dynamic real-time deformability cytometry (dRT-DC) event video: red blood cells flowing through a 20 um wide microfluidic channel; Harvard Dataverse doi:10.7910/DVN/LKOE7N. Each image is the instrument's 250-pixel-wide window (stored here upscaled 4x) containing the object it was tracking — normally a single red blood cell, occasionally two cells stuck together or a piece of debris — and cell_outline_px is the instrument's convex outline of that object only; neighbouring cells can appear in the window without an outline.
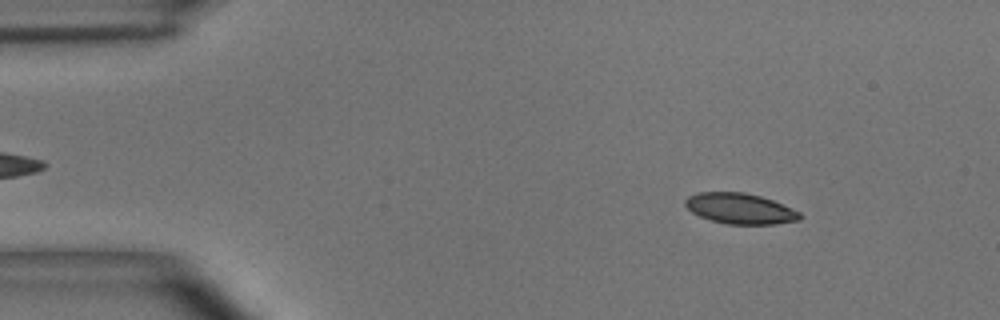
{"species": "common noctule bat (a hibernating species)", "species_latin": "Nyctalus noctula", "temperature_condition": "room temperature", "stored_images_in_passage": 55, "camera_frame_rate_fps": 3000, "um_per_image_px": 0.085, "animal": {"sex": "male", "body_mass_g": 15.6}, "frame": {"image": 1, "passage_image": 7, "time_ms": 2.0, "image_size_px": [1000, 320], "cell_outline_px": [[800, 220], [776, 224], [728, 224], [712, 220], [700, 216], [692, 212], [684, 204], [684, 200], [688, 196], [696, 192], [744, 192], [760, 196], [772, 200], [800, 212]], "centroid_in_image_um": [62.88, 17.72], "position_along_channel_um": 22.1, "area_um2": 20.35}}
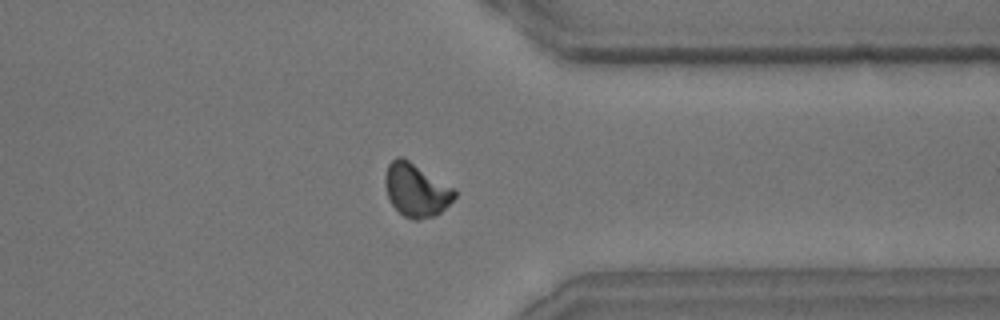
{"frame": {"image": 2, "passage_image": 43, "time_ms": 14.0, "image_size_px": [1000, 320], "cell_outline_px": [[456, 196], [436, 216], [416, 220], [412, 220], [404, 216], [392, 204], [388, 196], [384, 184], [384, 176], [388, 164], [396, 156], [400, 156], [408, 160], [456, 188]], "centroid_in_image_um": [35.37, 16.14], "position_along_channel_um": 376.0, "area_um2": 21.56}}
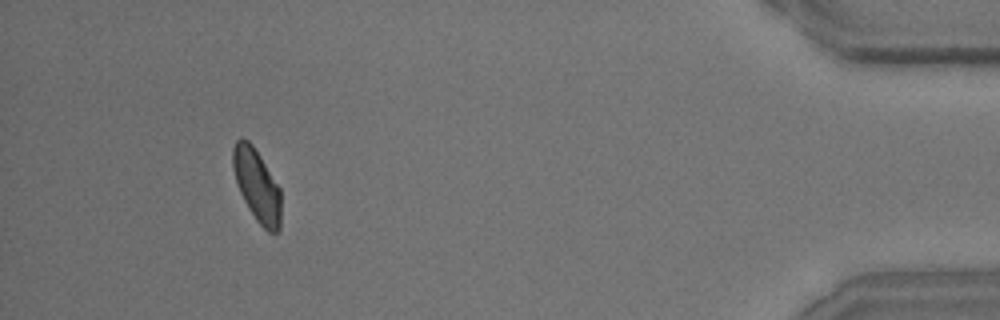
{"frame": {"image": 3, "passage_image": 51, "time_ms": 16.667, "image_size_px": [1000, 320], "cell_outline_px": [[280, 228], [276, 232], [268, 232], [256, 220], [244, 200], [240, 192], [232, 168], [232, 148], [236, 140], [240, 136], [248, 140], [252, 144], [260, 156], [280, 188]], "centroid_in_image_um": [21.81, 15.72], "position_along_channel_um": 413.4, "area_um2": 20.17}, "authors_computed_cell_mechanics": {"area_um2": 20.6924, "velocity_mm_per_s": 3.6032, "shape_relaxation_time_tau1_ms": 5.5357, "shape_relaxation_time_tau2_ms": 3.615, "deformation_change_tau1": 0.1097, "deformation_change_tau2": 0.068}}